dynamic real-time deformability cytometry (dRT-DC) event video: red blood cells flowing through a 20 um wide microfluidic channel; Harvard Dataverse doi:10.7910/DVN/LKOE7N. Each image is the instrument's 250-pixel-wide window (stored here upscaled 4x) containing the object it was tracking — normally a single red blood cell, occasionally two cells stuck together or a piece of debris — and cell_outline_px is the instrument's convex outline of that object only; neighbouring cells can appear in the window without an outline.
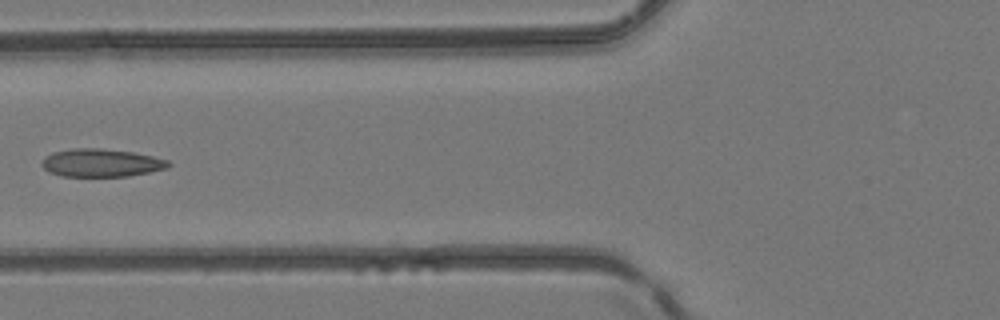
{"species": "common noctule bat (a hibernating species)", "species_latin": "Nyctalus noctula", "temperature_condition": "room temperature", "stored_images_in_passage": 6, "camera_frame_rate_fps": 3000, "um_per_image_px": 0.085, "animal": {"sex": "female", "body_mass_g": 24.6, "forearm_length_mm": 56.2}, "frame": {"image": 1, "passage_image": 5, "time_ms": 6.0, "image_size_px": [1000, 320], "cell_outline_px": [[172, 164], [168, 168], [128, 176], [64, 176], [48, 172], [40, 164], [44, 156], [52, 152], [72, 148], [100, 148], [132, 152], [152, 156], [168, 160]], "centroid_in_image_um": [8.58, 13.83], "position_along_channel_um": 117.2, "area_um2": 20.69}}
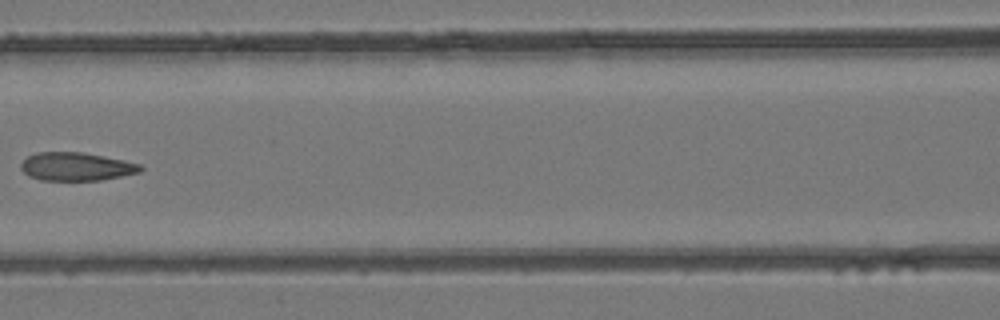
{"frame": {"image": 2, "passage_image": 6, "time_ms": 7.0, "image_size_px": [1000, 320], "cell_outline_px": [[144, 168], [140, 172], [100, 180], [40, 180], [28, 176], [20, 168], [20, 164], [28, 156], [36, 152], [84, 152], [124, 160], [140, 164]], "centroid_in_image_um": [6.47, 14.15], "position_along_channel_um": 160.1, "area_um2": 19.71}}